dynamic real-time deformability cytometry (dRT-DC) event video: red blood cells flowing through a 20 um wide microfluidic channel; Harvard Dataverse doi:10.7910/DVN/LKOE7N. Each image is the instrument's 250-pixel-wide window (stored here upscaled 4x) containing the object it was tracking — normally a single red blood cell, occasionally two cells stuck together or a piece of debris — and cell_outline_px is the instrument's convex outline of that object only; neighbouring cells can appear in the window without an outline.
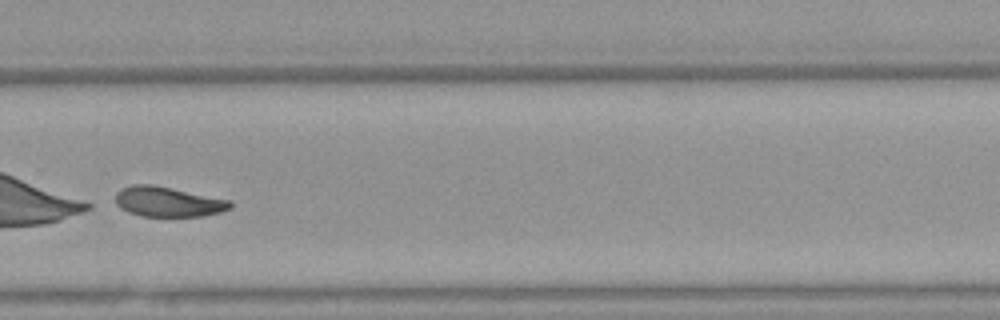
{"species": "Egyptian fruit bat (a non-hibernating species)", "species_latin": "Rousettus aegyptiacus", "temperature_condition": "warm", "stored_images_in_passage": 51, "camera_frame_rate_fps": 3000, "um_per_image_px": 0.085, "animal": {"sex": "female"}, "frame": {"image": 1, "passage_image": 35, "time_ms": 11.333, "image_size_px": [1000, 320], "cell_outline_px": [[232, 208], [220, 212], [204, 216], [140, 216], [128, 212], [120, 208], [116, 204], [116, 192], [120, 188], [132, 184], [152, 184], [232, 200]], "centroid_in_image_um": [14.28, 17.14], "position_along_channel_um": 315.5, "area_um2": 20.29}}